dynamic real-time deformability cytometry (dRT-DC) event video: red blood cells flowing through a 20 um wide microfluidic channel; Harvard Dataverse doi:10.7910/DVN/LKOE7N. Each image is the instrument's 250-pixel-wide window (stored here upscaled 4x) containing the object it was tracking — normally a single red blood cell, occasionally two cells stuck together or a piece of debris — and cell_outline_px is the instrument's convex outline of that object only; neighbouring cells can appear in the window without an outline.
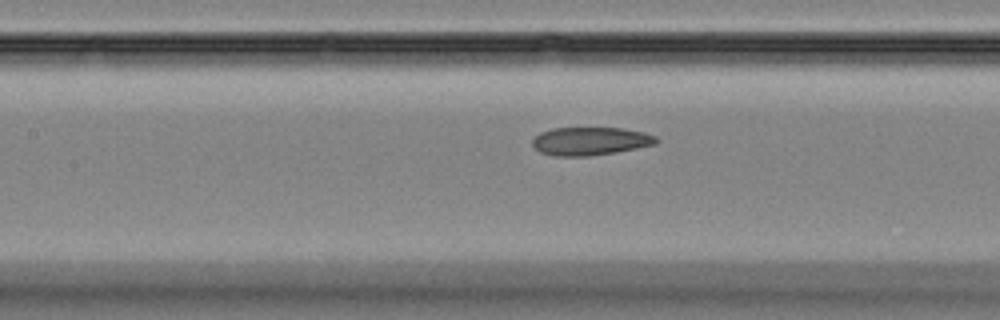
{"species": "Egyptian fruit bat (a non-hibernating species)", "species_latin": "Rousettus aegyptiacus", "temperature_condition": "room temperature", "stored_images_in_passage": 35, "camera_frame_rate_fps": 3000, "um_per_image_px": 0.085, "animal": {"sex": "female"}, "frame": {"image": 1, "passage_image": 18, "time_ms": 5.667, "image_size_px": [1000, 320], "cell_outline_px": [[660, 140], [656, 144], [616, 152], [592, 156], [552, 156], [540, 152], [532, 144], [532, 140], [540, 132], [552, 128], [620, 128], [644, 132], [656, 136]], "centroid_in_image_um": [50.18, 12.0], "position_along_channel_um": 157.2, "area_um2": 20.4}}
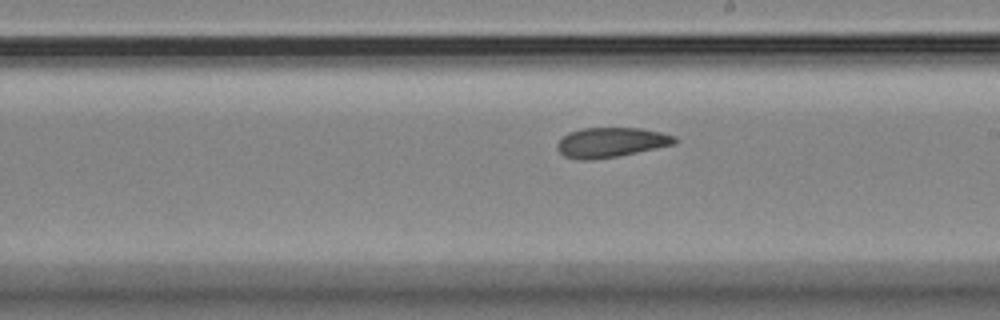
{"frame": {"image": 2, "passage_image": 24, "time_ms": 7.667, "image_size_px": [1000, 320], "cell_outline_px": [[676, 144], [620, 156], [592, 160], [576, 160], [564, 156], [556, 148], [556, 144], [568, 132], [580, 128], [640, 128], [660, 132], [676, 136]], "centroid_in_image_um": [51.92, 12.11], "position_along_channel_um": 237.1, "area_um2": 20.63}}
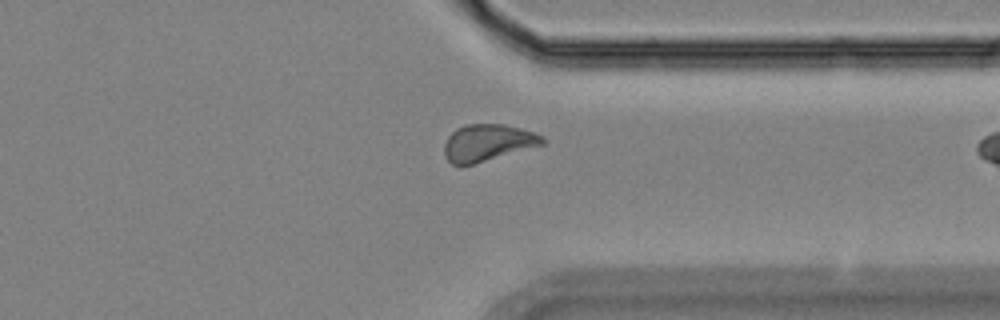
{"frame": {"image": 3, "passage_image": 34, "time_ms": 11.0, "image_size_px": [1000, 320], "cell_outline_px": [[544, 144], [460, 168], [452, 164], [444, 156], [444, 144], [448, 136], [456, 128], [464, 124], [504, 124], [520, 128], [544, 136]], "centroid_in_image_um": [41.4, 12.15], "position_along_channel_um": 370.0, "area_um2": 21.27}}